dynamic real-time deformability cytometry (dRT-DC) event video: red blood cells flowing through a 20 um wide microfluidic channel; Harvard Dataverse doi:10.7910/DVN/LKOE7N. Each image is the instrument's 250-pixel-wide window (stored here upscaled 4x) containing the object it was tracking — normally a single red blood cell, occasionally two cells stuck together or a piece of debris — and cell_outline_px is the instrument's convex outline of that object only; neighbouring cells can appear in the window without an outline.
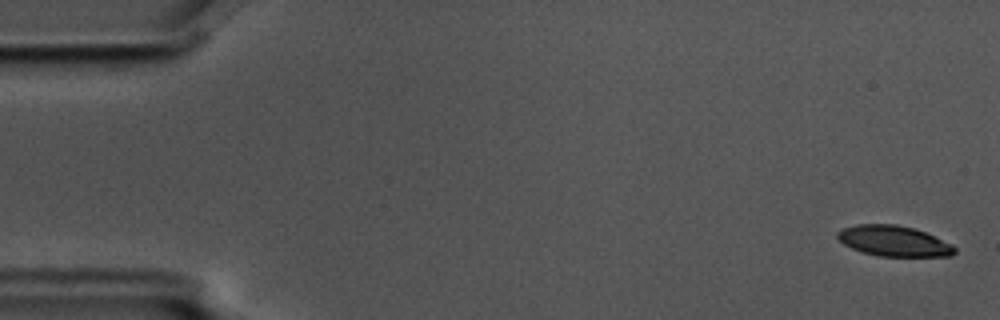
{"species": "common noctule bat (a hibernating species)", "species_latin": "Nyctalus noctula", "temperature_condition": "cold", "stored_images_in_passage": 57, "camera_frame_rate_fps": 3000, "um_per_image_px": 0.085, "animal": {"sex": "male", "body_mass_g": 17.5, "forearm_length_mm": 52.3}, "frame": {"image": 1, "passage_image": 2, "time_ms": 0.333, "image_size_px": [1000, 320], "cell_outline_px": [[956, 252], [952, 256], [880, 256], [860, 252], [844, 244], [836, 236], [836, 232], [844, 228], [856, 224], [896, 224], [912, 228], [924, 232], [952, 244], [956, 248]], "centroid_in_image_um": [75.96, 20.49], "position_along_channel_um": 9.0, "area_um2": 20.81}}
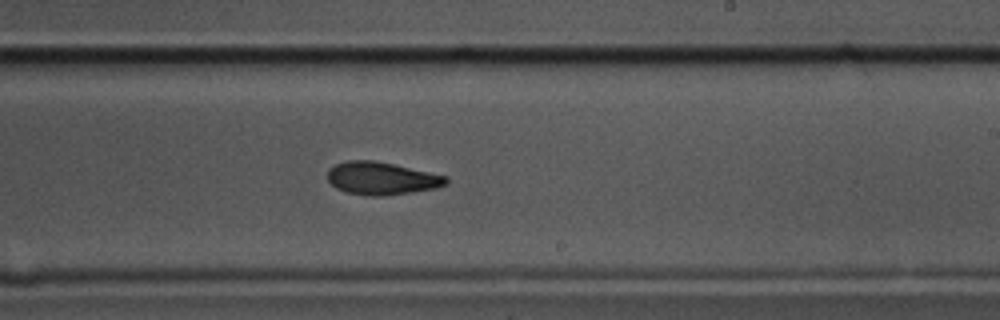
{"frame": {"image": 2, "passage_image": 34, "time_ms": 11.0, "image_size_px": [1000, 320], "cell_outline_px": [[448, 184], [432, 188], [412, 192], [384, 196], [368, 196], [348, 192], [336, 188], [328, 180], [328, 168], [336, 164], [348, 160], [376, 160], [448, 176]], "centroid_in_image_um": [32.43, 15.15], "position_along_channel_um": 256.6, "area_um2": 22.6}}
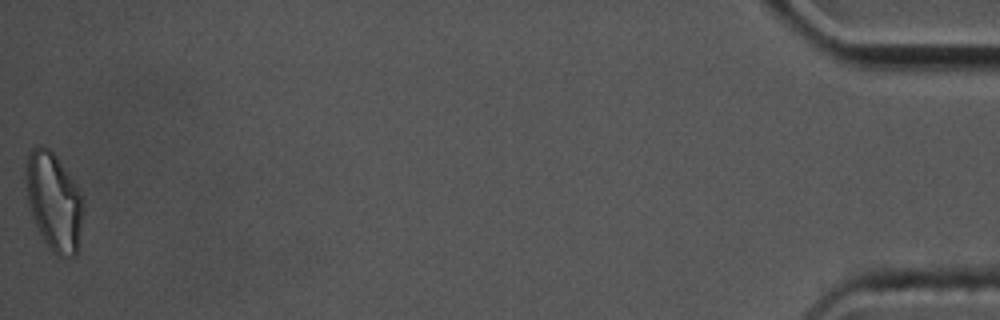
{"frame": {"image": 3, "passage_image": 57, "time_ms": 18.667, "image_size_px": [1000, 320], "cell_outline_px": [[84, 212], [76, 256], [56, 256], [52, 252], [44, 240], [32, 216], [28, 200], [24, 176], [24, 168], [28, 152], [32, 148], [40, 144], [44, 144], [56, 156], [68, 172], [76, 184], [84, 200]], "centroid_in_image_um": [4.58, 17.09], "position_along_channel_um": 430.6, "area_um2": 33.12}, "authors_computed_cell_mechanics": {"area_um2": 23.0044, "velocity_mm_per_s": 3.5643, "shape_relaxation_time_tau1_ms": 3.7081, "shape_relaxation_time_tau2_ms": 3.8894, "deformation_change_tau1": 0.1347, "deformation_change_tau2": 0.106}}